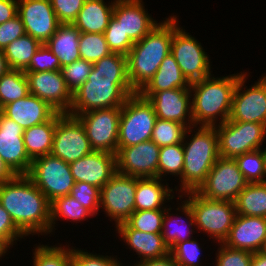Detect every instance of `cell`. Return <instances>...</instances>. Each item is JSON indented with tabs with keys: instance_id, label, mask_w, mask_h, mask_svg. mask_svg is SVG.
<instances>
[{
	"instance_id": "obj_2",
	"label": "cell",
	"mask_w": 266,
	"mask_h": 266,
	"mask_svg": "<svg viewBox=\"0 0 266 266\" xmlns=\"http://www.w3.org/2000/svg\"><path fill=\"white\" fill-rule=\"evenodd\" d=\"M0 203L26 237L50 234V202L26 175L0 183Z\"/></svg>"
},
{
	"instance_id": "obj_32",
	"label": "cell",
	"mask_w": 266,
	"mask_h": 266,
	"mask_svg": "<svg viewBox=\"0 0 266 266\" xmlns=\"http://www.w3.org/2000/svg\"><path fill=\"white\" fill-rule=\"evenodd\" d=\"M235 206L238 215L266 218V182L248 183Z\"/></svg>"
},
{
	"instance_id": "obj_59",
	"label": "cell",
	"mask_w": 266,
	"mask_h": 266,
	"mask_svg": "<svg viewBox=\"0 0 266 266\" xmlns=\"http://www.w3.org/2000/svg\"><path fill=\"white\" fill-rule=\"evenodd\" d=\"M260 251L263 252V253H266V238H265L264 244H263V246H262Z\"/></svg>"
},
{
	"instance_id": "obj_48",
	"label": "cell",
	"mask_w": 266,
	"mask_h": 266,
	"mask_svg": "<svg viewBox=\"0 0 266 266\" xmlns=\"http://www.w3.org/2000/svg\"><path fill=\"white\" fill-rule=\"evenodd\" d=\"M61 68L59 59L43 43L31 58L29 66L24 72H48L61 70Z\"/></svg>"
},
{
	"instance_id": "obj_3",
	"label": "cell",
	"mask_w": 266,
	"mask_h": 266,
	"mask_svg": "<svg viewBox=\"0 0 266 266\" xmlns=\"http://www.w3.org/2000/svg\"><path fill=\"white\" fill-rule=\"evenodd\" d=\"M244 73L241 71L225 77L213 74L191 83L192 118L196 128L198 125L215 126L229 120L233 93Z\"/></svg>"
},
{
	"instance_id": "obj_7",
	"label": "cell",
	"mask_w": 266,
	"mask_h": 266,
	"mask_svg": "<svg viewBox=\"0 0 266 266\" xmlns=\"http://www.w3.org/2000/svg\"><path fill=\"white\" fill-rule=\"evenodd\" d=\"M157 116L152 104L138 92L121 107L118 150L151 140Z\"/></svg>"
},
{
	"instance_id": "obj_38",
	"label": "cell",
	"mask_w": 266,
	"mask_h": 266,
	"mask_svg": "<svg viewBox=\"0 0 266 266\" xmlns=\"http://www.w3.org/2000/svg\"><path fill=\"white\" fill-rule=\"evenodd\" d=\"M234 160L248 183L266 182L264 157L261 149L239 155Z\"/></svg>"
},
{
	"instance_id": "obj_12",
	"label": "cell",
	"mask_w": 266,
	"mask_h": 266,
	"mask_svg": "<svg viewBox=\"0 0 266 266\" xmlns=\"http://www.w3.org/2000/svg\"><path fill=\"white\" fill-rule=\"evenodd\" d=\"M263 75L249 88L245 84L248 72L238 79L233 93L229 121L266 125V74Z\"/></svg>"
},
{
	"instance_id": "obj_19",
	"label": "cell",
	"mask_w": 266,
	"mask_h": 266,
	"mask_svg": "<svg viewBox=\"0 0 266 266\" xmlns=\"http://www.w3.org/2000/svg\"><path fill=\"white\" fill-rule=\"evenodd\" d=\"M152 104L158 119L179 122L187 128L194 126L190 88H175L141 95Z\"/></svg>"
},
{
	"instance_id": "obj_1",
	"label": "cell",
	"mask_w": 266,
	"mask_h": 266,
	"mask_svg": "<svg viewBox=\"0 0 266 266\" xmlns=\"http://www.w3.org/2000/svg\"><path fill=\"white\" fill-rule=\"evenodd\" d=\"M134 93L127 75V57L111 53L93 64L86 82L72 93L68 114L79 115L96 109L122 107Z\"/></svg>"
},
{
	"instance_id": "obj_51",
	"label": "cell",
	"mask_w": 266,
	"mask_h": 266,
	"mask_svg": "<svg viewBox=\"0 0 266 266\" xmlns=\"http://www.w3.org/2000/svg\"><path fill=\"white\" fill-rule=\"evenodd\" d=\"M26 34L21 18L17 15L13 19L0 24V49Z\"/></svg>"
},
{
	"instance_id": "obj_27",
	"label": "cell",
	"mask_w": 266,
	"mask_h": 266,
	"mask_svg": "<svg viewBox=\"0 0 266 266\" xmlns=\"http://www.w3.org/2000/svg\"><path fill=\"white\" fill-rule=\"evenodd\" d=\"M179 198L181 203H177L178 207L176 208V210L178 211V213L181 212L183 215H185L186 219L180 216V213L179 215L178 213H171L172 209H174L171 208V205L166 209L163 218L162 237L164 238V242L168 245L170 251L178 243L194 238L192 235L197 232L194 231L196 230L194 229L195 222L190 206L184 200L182 201L181 197ZM179 204L181 205L179 206Z\"/></svg>"
},
{
	"instance_id": "obj_45",
	"label": "cell",
	"mask_w": 266,
	"mask_h": 266,
	"mask_svg": "<svg viewBox=\"0 0 266 266\" xmlns=\"http://www.w3.org/2000/svg\"><path fill=\"white\" fill-rule=\"evenodd\" d=\"M108 48L112 53L127 55L134 42L124 34L120 23L112 16L104 32Z\"/></svg>"
},
{
	"instance_id": "obj_43",
	"label": "cell",
	"mask_w": 266,
	"mask_h": 266,
	"mask_svg": "<svg viewBox=\"0 0 266 266\" xmlns=\"http://www.w3.org/2000/svg\"><path fill=\"white\" fill-rule=\"evenodd\" d=\"M92 68L93 63L81 58L61 68L66 86L71 93H74L83 83L86 82Z\"/></svg>"
},
{
	"instance_id": "obj_44",
	"label": "cell",
	"mask_w": 266,
	"mask_h": 266,
	"mask_svg": "<svg viewBox=\"0 0 266 266\" xmlns=\"http://www.w3.org/2000/svg\"><path fill=\"white\" fill-rule=\"evenodd\" d=\"M101 189L85 182H76L71 189L70 196L88 209L94 216L100 209Z\"/></svg>"
},
{
	"instance_id": "obj_23",
	"label": "cell",
	"mask_w": 266,
	"mask_h": 266,
	"mask_svg": "<svg viewBox=\"0 0 266 266\" xmlns=\"http://www.w3.org/2000/svg\"><path fill=\"white\" fill-rule=\"evenodd\" d=\"M266 238V218L238 215L224 244L255 253L261 250Z\"/></svg>"
},
{
	"instance_id": "obj_22",
	"label": "cell",
	"mask_w": 266,
	"mask_h": 266,
	"mask_svg": "<svg viewBox=\"0 0 266 266\" xmlns=\"http://www.w3.org/2000/svg\"><path fill=\"white\" fill-rule=\"evenodd\" d=\"M143 0H115L113 17L134 43L145 37L159 23L145 9Z\"/></svg>"
},
{
	"instance_id": "obj_4",
	"label": "cell",
	"mask_w": 266,
	"mask_h": 266,
	"mask_svg": "<svg viewBox=\"0 0 266 266\" xmlns=\"http://www.w3.org/2000/svg\"><path fill=\"white\" fill-rule=\"evenodd\" d=\"M173 15L160 21L145 37L132 46L127 57V75L132 89L139 92L154 76L171 52Z\"/></svg>"
},
{
	"instance_id": "obj_10",
	"label": "cell",
	"mask_w": 266,
	"mask_h": 266,
	"mask_svg": "<svg viewBox=\"0 0 266 266\" xmlns=\"http://www.w3.org/2000/svg\"><path fill=\"white\" fill-rule=\"evenodd\" d=\"M26 176L49 202L58 197L70 195L75 184L70 165L51 154L34 159Z\"/></svg>"
},
{
	"instance_id": "obj_16",
	"label": "cell",
	"mask_w": 266,
	"mask_h": 266,
	"mask_svg": "<svg viewBox=\"0 0 266 266\" xmlns=\"http://www.w3.org/2000/svg\"><path fill=\"white\" fill-rule=\"evenodd\" d=\"M160 147L152 140L120 148L116 153L117 172L137 178L158 177Z\"/></svg>"
},
{
	"instance_id": "obj_25",
	"label": "cell",
	"mask_w": 266,
	"mask_h": 266,
	"mask_svg": "<svg viewBox=\"0 0 266 266\" xmlns=\"http://www.w3.org/2000/svg\"><path fill=\"white\" fill-rule=\"evenodd\" d=\"M3 109L4 115L23 130L49 121L57 113L47 102L32 94L8 103Z\"/></svg>"
},
{
	"instance_id": "obj_58",
	"label": "cell",
	"mask_w": 266,
	"mask_h": 266,
	"mask_svg": "<svg viewBox=\"0 0 266 266\" xmlns=\"http://www.w3.org/2000/svg\"><path fill=\"white\" fill-rule=\"evenodd\" d=\"M261 151L263 153L264 164H265V171H266V147L265 148H261Z\"/></svg>"
},
{
	"instance_id": "obj_34",
	"label": "cell",
	"mask_w": 266,
	"mask_h": 266,
	"mask_svg": "<svg viewBox=\"0 0 266 266\" xmlns=\"http://www.w3.org/2000/svg\"><path fill=\"white\" fill-rule=\"evenodd\" d=\"M88 217H94V215L73 197L70 195L58 197L50 202V233H54L55 224L58 223L56 221L60 218L71 220V223H79Z\"/></svg>"
},
{
	"instance_id": "obj_46",
	"label": "cell",
	"mask_w": 266,
	"mask_h": 266,
	"mask_svg": "<svg viewBox=\"0 0 266 266\" xmlns=\"http://www.w3.org/2000/svg\"><path fill=\"white\" fill-rule=\"evenodd\" d=\"M215 266H250L253 253L218 243Z\"/></svg>"
},
{
	"instance_id": "obj_13",
	"label": "cell",
	"mask_w": 266,
	"mask_h": 266,
	"mask_svg": "<svg viewBox=\"0 0 266 266\" xmlns=\"http://www.w3.org/2000/svg\"><path fill=\"white\" fill-rule=\"evenodd\" d=\"M247 184L234 159L219 157L197 192L207 199L235 202Z\"/></svg>"
},
{
	"instance_id": "obj_21",
	"label": "cell",
	"mask_w": 266,
	"mask_h": 266,
	"mask_svg": "<svg viewBox=\"0 0 266 266\" xmlns=\"http://www.w3.org/2000/svg\"><path fill=\"white\" fill-rule=\"evenodd\" d=\"M76 182H85L100 189L117 173L116 154L92 151L69 164Z\"/></svg>"
},
{
	"instance_id": "obj_20",
	"label": "cell",
	"mask_w": 266,
	"mask_h": 266,
	"mask_svg": "<svg viewBox=\"0 0 266 266\" xmlns=\"http://www.w3.org/2000/svg\"><path fill=\"white\" fill-rule=\"evenodd\" d=\"M24 130L14 120L2 116L0 121V157L16 175H27L32 160L24 141Z\"/></svg>"
},
{
	"instance_id": "obj_36",
	"label": "cell",
	"mask_w": 266,
	"mask_h": 266,
	"mask_svg": "<svg viewBox=\"0 0 266 266\" xmlns=\"http://www.w3.org/2000/svg\"><path fill=\"white\" fill-rule=\"evenodd\" d=\"M32 266H72V246L39 244L33 249Z\"/></svg>"
},
{
	"instance_id": "obj_50",
	"label": "cell",
	"mask_w": 266,
	"mask_h": 266,
	"mask_svg": "<svg viewBox=\"0 0 266 266\" xmlns=\"http://www.w3.org/2000/svg\"><path fill=\"white\" fill-rule=\"evenodd\" d=\"M0 237L12 248L18 239L26 237L15 225L9 213L0 203Z\"/></svg>"
},
{
	"instance_id": "obj_6",
	"label": "cell",
	"mask_w": 266,
	"mask_h": 266,
	"mask_svg": "<svg viewBox=\"0 0 266 266\" xmlns=\"http://www.w3.org/2000/svg\"><path fill=\"white\" fill-rule=\"evenodd\" d=\"M178 197L185 198L190 206L196 231L207 234L214 243L224 242L237 216L235 202L207 199L197 191L185 192Z\"/></svg>"
},
{
	"instance_id": "obj_37",
	"label": "cell",
	"mask_w": 266,
	"mask_h": 266,
	"mask_svg": "<svg viewBox=\"0 0 266 266\" xmlns=\"http://www.w3.org/2000/svg\"><path fill=\"white\" fill-rule=\"evenodd\" d=\"M184 165L182 143L160 148L158 161V178L164 180L167 175L181 178Z\"/></svg>"
},
{
	"instance_id": "obj_52",
	"label": "cell",
	"mask_w": 266,
	"mask_h": 266,
	"mask_svg": "<svg viewBox=\"0 0 266 266\" xmlns=\"http://www.w3.org/2000/svg\"><path fill=\"white\" fill-rule=\"evenodd\" d=\"M18 15V0H0V24Z\"/></svg>"
},
{
	"instance_id": "obj_9",
	"label": "cell",
	"mask_w": 266,
	"mask_h": 266,
	"mask_svg": "<svg viewBox=\"0 0 266 266\" xmlns=\"http://www.w3.org/2000/svg\"><path fill=\"white\" fill-rule=\"evenodd\" d=\"M219 157L232 158L261 149L266 138V125L229 121L215 125ZM262 145V146H261Z\"/></svg>"
},
{
	"instance_id": "obj_17",
	"label": "cell",
	"mask_w": 266,
	"mask_h": 266,
	"mask_svg": "<svg viewBox=\"0 0 266 266\" xmlns=\"http://www.w3.org/2000/svg\"><path fill=\"white\" fill-rule=\"evenodd\" d=\"M29 93L47 102L59 113H69L72 93L67 88L61 70L25 72Z\"/></svg>"
},
{
	"instance_id": "obj_55",
	"label": "cell",
	"mask_w": 266,
	"mask_h": 266,
	"mask_svg": "<svg viewBox=\"0 0 266 266\" xmlns=\"http://www.w3.org/2000/svg\"><path fill=\"white\" fill-rule=\"evenodd\" d=\"M250 266H266V253L261 251L253 253Z\"/></svg>"
},
{
	"instance_id": "obj_57",
	"label": "cell",
	"mask_w": 266,
	"mask_h": 266,
	"mask_svg": "<svg viewBox=\"0 0 266 266\" xmlns=\"http://www.w3.org/2000/svg\"><path fill=\"white\" fill-rule=\"evenodd\" d=\"M8 250H10V246L0 237V259L7 254Z\"/></svg>"
},
{
	"instance_id": "obj_31",
	"label": "cell",
	"mask_w": 266,
	"mask_h": 266,
	"mask_svg": "<svg viewBox=\"0 0 266 266\" xmlns=\"http://www.w3.org/2000/svg\"><path fill=\"white\" fill-rule=\"evenodd\" d=\"M59 119L60 113L57 112L49 121L24 130L25 149L32 161L51 153L56 124Z\"/></svg>"
},
{
	"instance_id": "obj_11",
	"label": "cell",
	"mask_w": 266,
	"mask_h": 266,
	"mask_svg": "<svg viewBox=\"0 0 266 266\" xmlns=\"http://www.w3.org/2000/svg\"><path fill=\"white\" fill-rule=\"evenodd\" d=\"M121 107L91 110L76 116L84 126L93 151L116 154Z\"/></svg>"
},
{
	"instance_id": "obj_47",
	"label": "cell",
	"mask_w": 266,
	"mask_h": 266,
	"mask_svg": "<svg viewBox=\"0 0 266 266\" xmlns=\"http://www.w3.org/2000/svg\"><path fill=\"white\" fill-rule=\"evenodd\" d=\"M72 266H125L117 259V255L108 256L105 254L90 253L83 249H76L72 246Z\"/></svg>"
},
{
	"instance_id": "obj_5",
	"label": "cell",
	"mask_w": 266,
	"mask_h": 266,
	"mask_svg": "<svg viewBox=\"0 0 266 266\" xmlns=\"http://www.w3.org/2000/svg\"><path fill=\"white\" fill-rule=\"evenodd\" d=\"M197 127V129L195 126L187 128L183 138L184 165L182 176L178 179L181 182L178 195L197 191L219 158L215 126Z\"/></svg>"
},
{
	"instance_id": "obj_24",
	"label": "cell",
	"mask_w": 266,
	"mask_h": 266,
	"mask_svg": "<svg viewBox=\"0 0 266 266\" xmlns=\"http://www.w3.org/2000/svg\"><path fill=\"white\" fill-rule=\"evenodd\" d=\"M116 233L126 243L130 251L138 256L137 262L147 259L161 258L170 253L168 245L164 242L162 234L146 233L132 229L126 222L118 224Z\"/></svg>"
},
{
	"instance_id": "obj_41",
	"label": "cell",
	"mask_w": 266,
	"mask_h": 266,
	"mask_svg": "<svg viewBox=\"0 0 266 266\" xmlns=\"http://www.w3.org/2000/svg\"><path fill=\"white\" fill-rule=\"evenodd\" d=\"M166 209L134 211L125 221L132 229L154 234H162Z\"/></svg>"
},
{
	"instance_id": "obj_42",
	"label": "cell",
	"mask_w": 266,
	"mask_h": 266,
	"mask_svg": "<svg viewBox=\"0 0 266 266\" xmlns=\"http://www.w3.org/2000/svg\"><path fill=\"white\" fill-rule=\"evenodd\" d=\"M200 246L198 240L192 238L178 243L170 253L179 266H203L200 258L203 247Z\"/></svg>"
},
{
	"instance_id": "obj_18",
	"label": "cell",
	"mask_w": 266,
	"mask_h": 266,
	"mask_svg": "<svg viewBox=\"0 0 266 266\" xmlns=\"http://www.w3.org/2000/svg\"><path fill=\"white\" fill-rule=\"evenodd\" d=\"M18 16L26 34L42 44L54 35L60 25L50 0H18Z\"/></svg>"
},
{
	"instance_id": "obj_8",
	"label": "cell",
	"mask_w": 266,
	"mask_h": 266,
	"mask_svg": "<svg viewBox=\"0 0 266 266\" xmlns=\"http://www.w3.org/2000/svg\"><path fill=\"white\" fill-rule=\"evenodd\" d=\"M177 17L179 16L173 14V37L170 53L175 58L184 77L191 84L212 75L211 59L201 43L180 27Z\"/></svg>"
},
{
	"instance_id": "obj_53",
	"label": "cell",
	"mask_w": 266,
	"mask_h": 266,
	"mask_svg": "<svg viewBox=\"0 0 266 266\" xmlns=\"http://www.w3.org/2000/svg\"><path fill=\"white\" fill-rule=\"evenodd\" d=\"M126 266H129V264ZM131 266V265H130ZM132 266H179L171 253L161 258L147 259L141 262L134 263Z\"/></svg>"
},
{
	"instance_id": "obj_29",
	"label": "cell",
	"mask_w": 266,
	"mask_h": 266,
	"mask_svg": "<svg viewBox=\"0 0 266 266\" xmlns=\"http://www.w3.org/2000/svg\"><path fill=\"white\" fill-rule=\"evenodd\" d=\"M190 85L175 58L169 53L160 64L154 76L138 93L140 95H153L155 92L168 89L190 88Z\"/></svg>"
},
{
	"instance_id": "obj_30",
	"label": "cell",
	"mask_w": 266,
	"mask_h": 266,
	"mask_svg": "<svg viewBox=\"0 0 266 266\" xmlns=\"http://www.w3.org/2000/svg\"><path fill=\"white\" fill-rule=\"evenodd\" d=\"M79 37L80 31L73 24H60L45 43L59 59L61 67L80 59Z\"/></svg>"
},
{
	"instance_id": "obj_60",
	"label": "cell",
	"mask_w": 266,
	"mask_h": 266,
	"mask_svg": "<svg viewBox=\"0 0 266 266\" xmlns=\"http://www.w3.org/2000/svg\"><path fill=\"white\" fill-rule=\"evenodd\" d=\"M3 115H4V109L3 107L0 106V121Z\"/></svg>"
},
{
	"instance_id": "obj_39",
	"label": "cell",
	"mask_w": 266,
	"mask_h": 266,
	"mask_svg": "<svg viewBox=\"0 0 266 266\" xmlns=\"http://www.w3.org/2000/svg\"><path fill=\"white\" fill-rule=\"evenodd\" d=\"M112 52L108 48L105 36L102 33H80V58L95 63Z\"/></svg>"
},
{
	"instance_id": "obj_15",
	"label": "cell",
	"mask_w": 266,
	"mask_h": 266,
	"mask_svg": "<svg viewBox=\"0 0 266 266\" xmlns=\"http://www.w3.org/2000/svg\"><path fill=\"white\" fill-rule=\"evenodd\" d=\"M92 151L81 121L76 116L60 113L50 154L70 164Z\"/></svg>"
},
{
	"instance_id": "obj_40",
	"label": "cell",
	"mask_w": 266,
	"mask_h": 266,
	"mask_svg": "<svg viewBox=\"0 0 266 266\" xmlns=\"http://www.w3.org/2000/svg\"><path fill=\"white\" fill-rule=\"evenodd\" d=\"M187 127L179 122L156 119L151 140L160 148L183 143Z\"/></svg>"
},
{
	"instance_id": "obj_28",
	"label": "cell",
	"mask_w": 266,
	"mask_h": 266,
	"mask_svg": "<svg viewBox=\"0 0 266 266\" xmlns=\"http://www.w3.org/2000/svg\"><path fill=\"white\" fill-rule=\"evenodd\" d=\"M106 3L107 1L104 0H85L82 9L73 22L80 33L104 34L113 16L115 0Z\"/></svg>"
},
{
	"instance_id": "obj_26",
	"label": "cell",
	"mask_w": 266,
	"mask_h": 266,
	"mask_svg": "<svg viewBox=\"0 0 266 266\" xmlns=\"http://www.w3.org/2000/svg\"><path fill=\"white\" fill-rule=\"evenodd\" d=\"M163 181L166 182V179L162 180L158 177L137 178L135 211L168 208L165 203L175 198L174 190L178 191L179 187L177 186L173 189L168 186L167 182Z\"/></svg>"
},
{
	"instance_id": "obj_35",
	"label": "cell",
	"mask_w": 266,
	"mask_h": 266,
	"mask_svg": "<svg viewBox=\"0 0 266 266\" xmlns=\"http://www.w3.org/2000/svg\"><path fill=\"white\" fill-rule=\"evenodd\" d=\"M28 80L23 70L10 69L0 78V106L29 95Z\"/></svg>"
},
{
	"instance_id": "obj_14",
	"label": "cell",
	"mask_w": 266,
	"mask_h": 266,
	"mask_svg": "<svg viewBox=\"0 0 266 266\" xmlns=\"http://www.w3.org/2000/svg\"><path fill=\"white\" fill-rule=\"evenodd\" d=\"M137 177L116 173L102 188L100 207L115 227L125 222L135 211Z\"/></svg>"
},
{
	"instance_id": "obj_33",
	"label": "cell",
	"mask_w": 266,
	"mask_h": 266,
	"mask_svg": "<svg viewBox=\"0 0 266 266\" xmlns=\"http://www.w3.org/2000/svg\"><path fill=\"white\" fill-rule=\"evenodd\" d=\"M41 45L42 43L38 39L28 34L8 44L3 49V52L10 69L24 71L29 66L31 58Z\"/></svg>"
},
{
	"instance_id": "obj_54",
	"label": "cell",
	"mask_w": 266,
	"mask_h": 266,
	"mask_svg": "<svg viewBox=\"0 0 266 266\" xmlns=\"http://www.w3.org/2000/svg\"><path fill=\"white\" fill-rule=\"evenodd\" d=\"M17 175L8 167V165L0 157V183L8 182Z\"/></svg>"
},
{
	"instance_id": "obj_49",
	"label": "cell",
	"mask_w": 266,
	"mask_h": 266,
	"mask_svg": "<svg viewBox=\"0 0 266 266\" xmlns=\"http://www.w3.org/2000/svg\"><path fill=\"white\" fill-rule=\"evenodd\" d=\"M85 0H50L60 24H73Z\"/></svg>"
},
{
	"instance_id": "obj_56",
	"label": "cell",
	"mask_w": 266,
	"mask_h": 266,
	"mask_svg": "<svg viewBox=\"0 0 266 266\" xmlns=\"http://www.w3.org/2000/svg\"><path fill=\"white\" fill-rule=\"evenodd\" d=\"M10 70L3 50L0 49V78Z\"/></svg>"
}]
</instances>
